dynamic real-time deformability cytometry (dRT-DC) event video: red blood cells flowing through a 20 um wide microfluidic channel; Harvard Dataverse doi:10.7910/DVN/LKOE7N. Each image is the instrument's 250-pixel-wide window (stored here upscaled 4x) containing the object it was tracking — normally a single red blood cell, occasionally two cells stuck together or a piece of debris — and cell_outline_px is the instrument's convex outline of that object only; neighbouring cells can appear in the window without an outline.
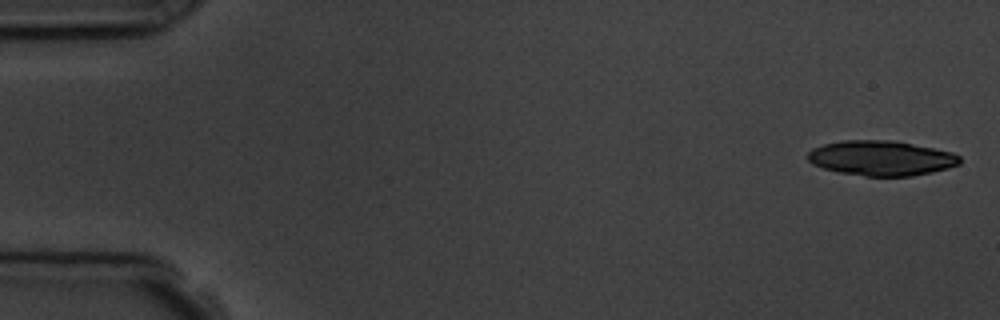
{"species": "common noctule bat (a hibernating species)", "species_latin": "Nyctalus noctula", "temperature_condition": "room temperature", "stored_images_in_passage": 6, "camera_frame_rate_fps": 3000, "um_per_image_px": 0.085, "animal": {"sex": "male", "body_mass_g": 19.5, "forearm_length_mm": 54.6}, "frame": {"image": 1, "passage_image": 1, "time_ms": 0.0, "image_size_px": [1000, 320], "cell_outline_px": [[960, 164], [948, 168], [932, 172], [912, 176], [864, 176], [840, 172], [824, 168], [812, 164], [808, 160], [808, 152], [812, 148], [824, 144], [840, 140], [892, 140], [952, 152], [960, 156]], "centroid_in_image_um": [74.89, 13.44], "position_along_channel_um": 10.1, "area_um2": 30.92}}